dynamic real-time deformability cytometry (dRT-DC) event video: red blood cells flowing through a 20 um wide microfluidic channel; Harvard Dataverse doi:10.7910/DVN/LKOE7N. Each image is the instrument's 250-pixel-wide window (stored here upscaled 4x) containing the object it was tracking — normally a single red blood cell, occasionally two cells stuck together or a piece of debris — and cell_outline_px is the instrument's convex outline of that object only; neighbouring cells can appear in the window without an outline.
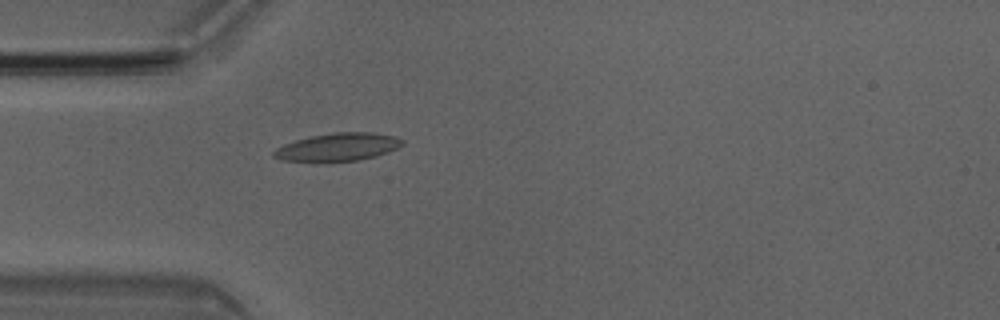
{"species": "Egyptian fruit bat (a non-hibernating species)", "species_latin": "Rousettus aegyptiacus", "temperature_condition": "room temperature", "stored_images_in_passage": 5, "camera_frame_rate_fps": 3000, "um_per_image_px": 0.085, "animal": {"sex": "male"}, "frame": {"image": 1, "passage_image": 5, "time_ms": 1.333, "image_size_px": [1000, 320], "cell_outline_px": [[404, 144], [400, 148], [376, 156], [356, 160], [280, 160], [272, 156], [272, 152], [276, 148], [284, 144], [296, 140], [312, 136], [336, 132], [372, 132], [396, 136], [404, 140]], "centroid_in_image_um": [28.79, 12.47], "position_along_channel_um": 56.2, "area_um2": 20.58}}